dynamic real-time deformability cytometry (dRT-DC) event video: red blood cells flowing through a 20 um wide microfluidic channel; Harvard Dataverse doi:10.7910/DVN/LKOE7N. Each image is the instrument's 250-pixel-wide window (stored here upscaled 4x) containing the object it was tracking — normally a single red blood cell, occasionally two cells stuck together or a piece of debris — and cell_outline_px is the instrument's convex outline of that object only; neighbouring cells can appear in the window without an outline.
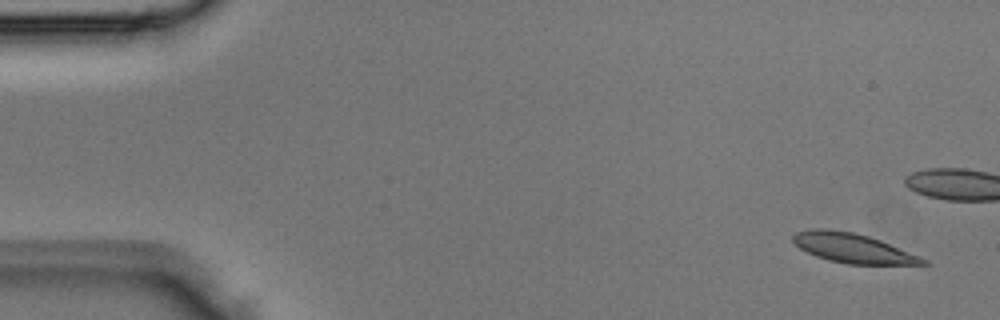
{"species": "Egyptian fruit bat (a non-hibernating species)", "species_latin": "Rousettus aegyptiacus", "temperature_condition": "room temperature", "stored_images_in_passage": 4, "camera_frame_rate_fps": 3000, "um_per_image_px": 0.085, "animal": {"sex": "male"}, "frame": {"image": 1, "passage_image": 1, "time_ms": 0.0, "image_size_px": [1000, 320], "cell_outline_px": [[928, 264], [848, 264], [828, 260], [816, 256], [800, 248], [792, 240], [792, 236], [796, 232], [812, 228], [824, 228], [852, 232], [868, 236], [880, 240], [920, 256], [928, 260]], "centroid_in_image_um": [72.47, 21.08], "position_along_channel_um": 12.5, "area_um2": 22.14}}